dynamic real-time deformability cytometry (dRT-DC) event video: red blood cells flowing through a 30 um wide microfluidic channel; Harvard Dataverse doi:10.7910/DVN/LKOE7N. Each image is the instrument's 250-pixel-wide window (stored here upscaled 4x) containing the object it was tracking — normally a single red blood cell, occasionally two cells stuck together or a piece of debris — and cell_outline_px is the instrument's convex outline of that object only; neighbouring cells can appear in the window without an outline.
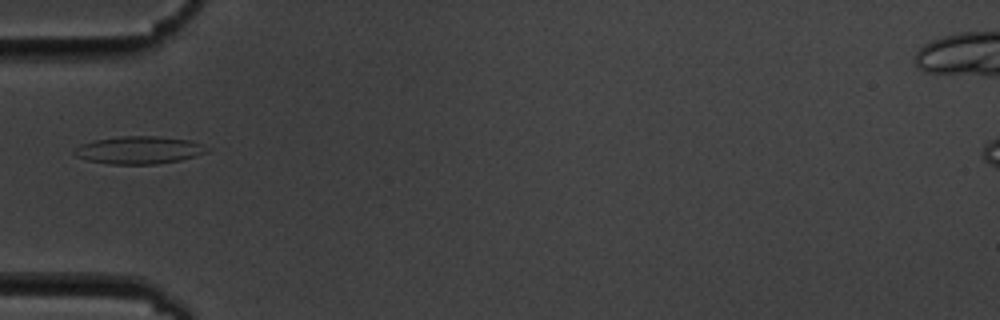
{"species": "common noctule bat (a hibernating species)", "species_latin": "Nyctalus noctula", "temperature_condition": "cold", "stored_images_in_passage": 6, "camera_frame_rate_fps": 3000, "um_per_image_px": 0.085, "animal": {"sex": "male", "body_mass_g": 19.5, "forearm_length_mm": 54.6}, "frame": {"image": 1, "passage_image": 6, "time_ms": 5.667, "image_size_px": [1000, 320], "cell_outline_px": [[212, 148], [208, 152], [196, 156], [180, 160], [156, 164], [108, 164], [88, 160], [76, 156], [72, 152], [72, 148], [80, 144], [96, 140], [120, 136], [156, 136], [192, 140], [204, 144]], "centroid_in_image_um": [11.85, 12.75], "position_along_channel_um": 73.1, "area_um2": 21.68}}